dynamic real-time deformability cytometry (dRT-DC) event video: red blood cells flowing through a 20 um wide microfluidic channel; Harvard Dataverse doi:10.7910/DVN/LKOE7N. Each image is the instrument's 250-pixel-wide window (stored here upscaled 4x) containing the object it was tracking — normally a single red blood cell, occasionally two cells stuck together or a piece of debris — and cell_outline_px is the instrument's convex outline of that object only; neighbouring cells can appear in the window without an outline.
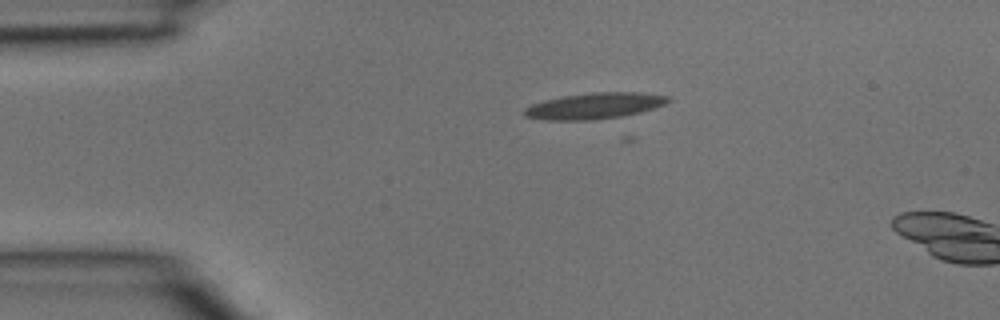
{"species": "common noctule bat (a hibernating species)", "species_latin": "Nyctalus noctula", "temperature_condition": "room temperature", "stored_images_in_passage": 2, "camera_frame_rate_fps": 3000, "um_per_image_px": 0.085, "animal": {"sex": "male", "body_mass_g": 15.6}, "frame": {"image": 1, "passage_image": 1, "time_ms": 0.0, "image_size_px": [1000, 320], "cell_outline_px": [[672, 100], [656, 108], [640, 112], [620, 116], [588, 120], [548, 120], [524, 116], [524, 108], [532, 104], [544, 100], [564, 96], [592, 92], [640, 92], [668, 96]], "centroid_in_image_um": [50.55, 8.99], "position_along_channel_um": 34.5, "area_um2": 21.73}}